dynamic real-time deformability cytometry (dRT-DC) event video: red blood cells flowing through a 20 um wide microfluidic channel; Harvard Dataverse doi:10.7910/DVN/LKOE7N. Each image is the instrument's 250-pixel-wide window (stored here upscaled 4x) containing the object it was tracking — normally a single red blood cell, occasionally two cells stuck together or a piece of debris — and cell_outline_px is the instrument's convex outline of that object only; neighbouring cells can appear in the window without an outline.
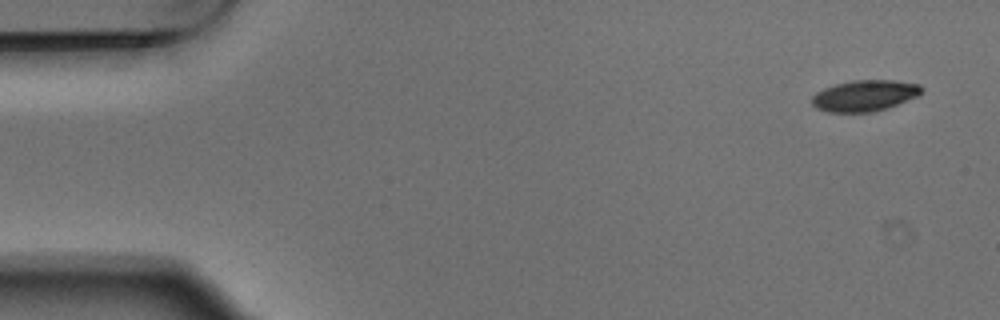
{"species": "Egyptian fruit bat (a non-hibernating species)", "species_latin": "Rousettus aegyptiacus", "temperature_condition": "warm", "stored_images_in_passage": 4, "camera_frame_rate_fps": 3000, "um_per_image_px": 0.085, "animal": {"sex": "male"}, "frame": {"image": 1, "passage_image": 1, "time_ms": 0.0, "image_size_px": [1000, 320], "cell_outline_px": [[924, 92], [916, 96], [888, 108], [872, 112], [828, 112], [816, 108], [812, 104], [812, 96], [816, 92], [824, 88], [836, 84], [852, 80], [896, 80], [920, 84], [924, 88]], "centroid_in_image_um": [73.51, 8.12], "position_along_channel_um": 11.5, "area_um2": 20.0}}